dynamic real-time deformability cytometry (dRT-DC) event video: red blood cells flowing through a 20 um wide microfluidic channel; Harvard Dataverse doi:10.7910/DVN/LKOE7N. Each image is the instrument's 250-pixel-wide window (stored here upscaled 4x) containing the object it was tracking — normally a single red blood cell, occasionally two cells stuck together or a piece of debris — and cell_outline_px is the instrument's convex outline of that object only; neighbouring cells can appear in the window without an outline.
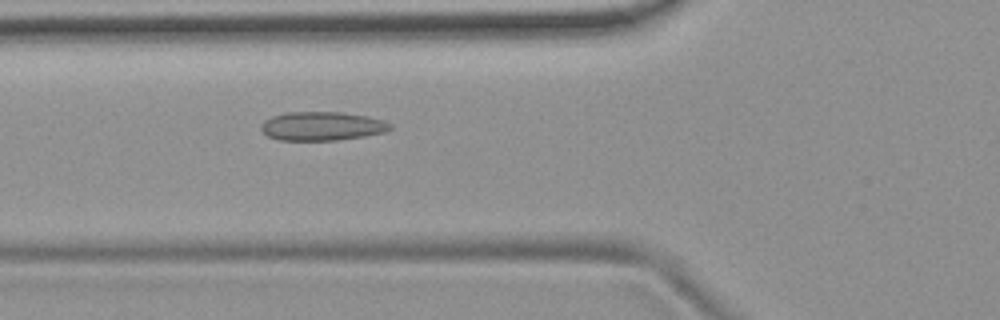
{"species": "common noctule bat (a hibernating species)", "species_latin": "Nyctalus noctula", "temperature_condition": "room temperature", "stored_images_in_passage": 33, "camera_frame_rate_fps": 3000, "um_per_image_px": 0.085, "animal": {"sex": "female", "body_mass_g": 19.9}, "frame": {"image": 1, "passage_image": 6, "time_ms": 1.667, "image_size_px": [1000, 320], "cell_outline_px": [[392, 128], [384, 132], [364, 136], [336, 140], [280, 140], [268, 136], [260, 128], [260, 124], [264, 120], [272, 116], [288, 112], [340, 112], [368, 116], [384, 120], [392, 124]], "centroid_in_image_um": [27.37, 10.71], "position_along_channel_um": 98.4, "area_um2": 21.68}}
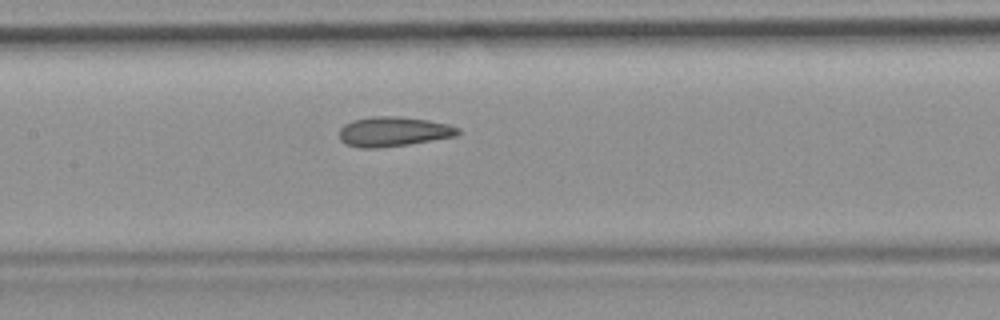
{"frame": {"image": 2, "passage_image": 12, "time_ms": 3.667, "image_size_px": [1000, 320], "cell_outline_px": [[460, 132], [456, 136], [408, 144], [380, 148], [360, 148], [348, 144], [340, 140], [340, 128], [344, 124], [352, 120], [372, 116], [396, 116], [428, 120], [448, 124], [460, 128]], "centroid_in_image_um": [33.43, 11.18], "position_along_channel_um": 174.0, "area_um2": 20.52}}
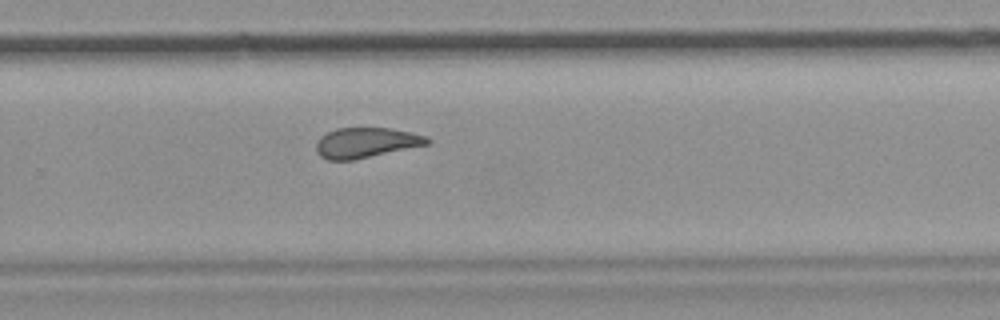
{"frame": {"image": 3, "passage_image": 22, "time_ms": 7.0, "image_size_px": [1000, 320], "cell_outline_px": [[432, 140], [428, 144], [352, 160], [328, 160], [320, 156], [316, 152], [316, 140], [320, 136], [336, 128], [392, 128], [412, 132], [428, 136]], "centroid_in_image_um": [31.1, 12.12], "position_along_channel_um": 298.7, "area_um2": 19.59}, "authors_computed_cell_mechanics": {"area_um2": 20.4034, "velocity_mm_per_s": 3.7687, "shape_relaxation_time_tau1_ms": null, "shape_relaxation_time_tau2_ms": 1.8354, "deformation_change_tau1": null, "deformation_change_tau2": 0.0994}}